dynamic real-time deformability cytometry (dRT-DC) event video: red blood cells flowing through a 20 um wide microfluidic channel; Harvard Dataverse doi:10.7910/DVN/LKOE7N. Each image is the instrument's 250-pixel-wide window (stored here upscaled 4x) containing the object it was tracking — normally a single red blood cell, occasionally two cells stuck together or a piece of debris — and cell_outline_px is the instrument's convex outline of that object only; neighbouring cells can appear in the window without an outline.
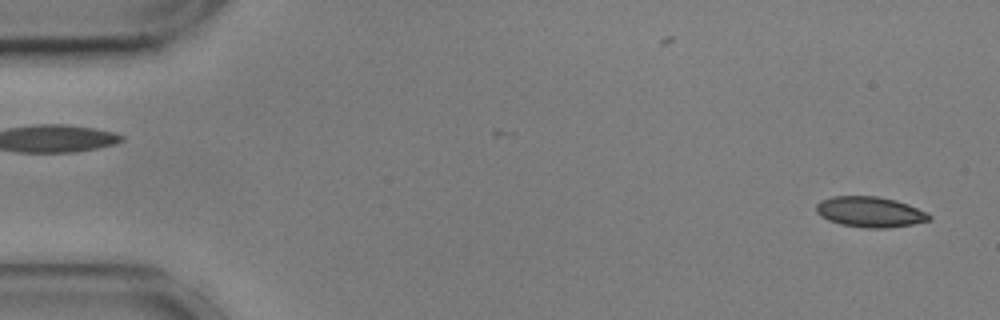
{"species": "common noctule bat (a hibernating species)", "species_latin": "Nyctalus noctula", "temperature_condition": "cold", "stored_images_in_passage": 55, "camera_frame_rate_fps": 3000, "um_per_image_px": 0.085, "animal": {"sex": "male", "body_mass_g": 17.9, "forearm_length_mm": 54.2}, "frame": {"image": 1, "passage_image": 2, "time_ms": 0.333, "image_size_px": [1000, 320], "cell_outline_px": [[932, 220], [912, 224], [888, 228], [864, 228], [840, 224], [828, 220], [820, 216], [816, 212], [816, 204], [820, 200], [832, 196], [876, 196], [896, 200], [908, 204], [928, 212], [932, 216]], "centroid_in_image_um": [73.96, 18.01], "position_along_channel_um": 11.0, "area_um2": 20.35}}
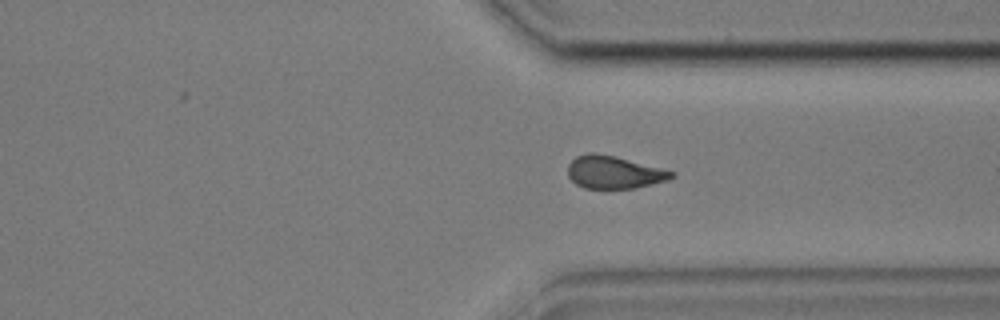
{"frame": {"image": 2, "passage_image": 41, "time_ms": 13.333, "image_size_px": [1000, 320], "cell_outline_px": [[676, 176], [668, 180], [636, 188], [584, 188], [576, 184], [568, 176], [568, 164], [576, 156], [588, 152], [596, 152], [616, 156], [676, 172]], "centroid_in_image_um": [52.19, 14.63], "position_along_channel_um": 359.2, "area_um2": 19.88}}
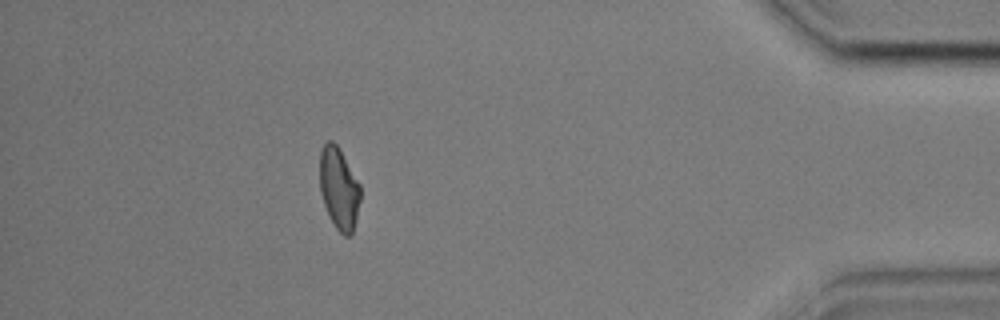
{"frame": {"image": 3, "passage_image": 49, "time_ms": 16.0, "image_size_px": [1000, 320], "cell_outline_px": [[360, 200], [356, 220], [352, 232], [348, 236], [344, 236], [336, 228], [324, 204], [320, 192], [320, 152], [324, 144], [328, 140], [332, 140], [336, 144], [360, 184]], "centroid_in_image_um": [28.81, 16.01], "position_along_channel_um": 406.4, "area_um2": 19.07}, "authors_computed_cell_mechanics": {"area_um2": 20.4612, "velocity_mm_per_s": 3.5928, "shape_relaxation_time_tau1_ms": 3.7438, "shape_relaxation_time_tau2_ms": 3.5273, "deformation_change_tau1": 0.1196, "deformation_change_tau2": 0.0802}}